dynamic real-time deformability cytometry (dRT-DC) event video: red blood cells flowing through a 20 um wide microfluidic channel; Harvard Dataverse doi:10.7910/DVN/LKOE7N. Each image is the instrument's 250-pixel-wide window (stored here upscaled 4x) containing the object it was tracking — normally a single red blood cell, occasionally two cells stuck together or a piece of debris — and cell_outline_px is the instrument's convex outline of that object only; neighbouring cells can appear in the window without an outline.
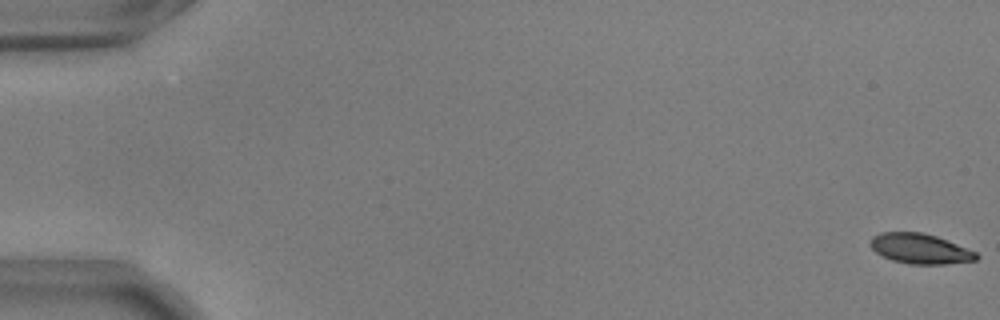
{"species": "common noctule bat (a hibernating species)", "species_latin": "Nyctalus noctula", "temperature_condition": "warm", "stored_images_in_passage": 56, "camera_frame_rate_fps": 3000, "um_per_image_px": 0.085, "animal": {"sex": "male", "body_mass_g": 17.9, "forearm_length_mm": 54.2}, "frame": {"image": 1, "passage_image": 1, "time_ms": 0.0, "image_size_px": [1000, 320], "cell_outline_px": [[980, 256], [976, 260], [944, 264], [908, 264], [892, 260], [876, 252], [868, 244], [872, 236], [880, 232], [924, 232], [936, 236], [976, 252]], "centroid_in_image_um": [78.18, 21.13], "position_along_channel_um": 6.8, "area_um2": 18.55}}
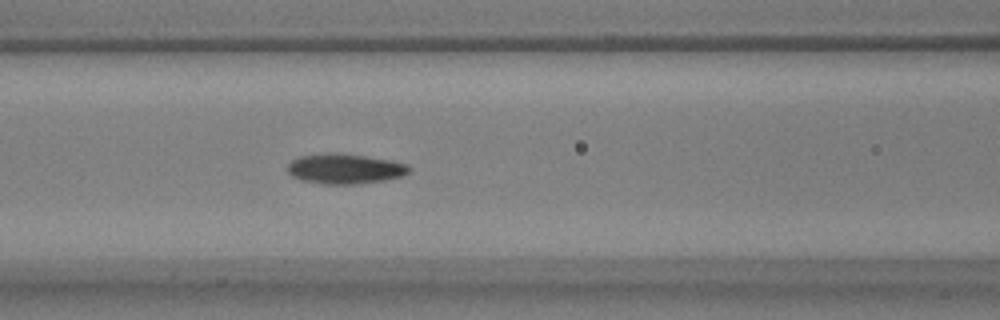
{"frame": {"image": 2, "passage_image": 25, "time_ms": 8.0, "image_size_px": [1000, 320], "cell_outline_px": [[412, 168], [404, 176], [384, 180], [356, 184], [324, 184], [300, 180], [292, 176], [288, 172], [288, 164], [292, 160], [300, 156], [324, 152], [336, 152], [392, 160], [408, 164]], "centroid_in_image_um": [29.32, 14.33], "position_along_channel_um": 137.3, "area_um2": 21.56}}
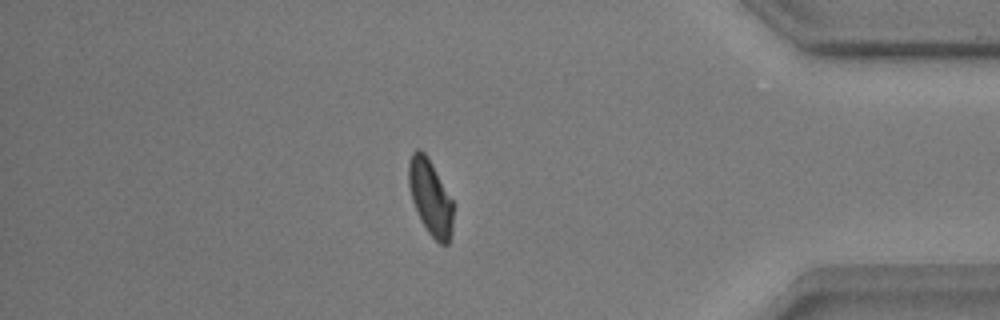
{"frame": {"image": 3, "passage_image": 49, "time_ms": 16.0, "image_size_px": [1000, 320], "cell_outline_px": [[456, 204], [452, 232], [448, 244], [440, 244], [428, 232], [412, 200], [408, 184], [408, 164], [412, 152], [416, 148], [420, 148], [428, 156]], "centroid_in_image_um": [36.63, 16.74], "position_along_channel_um": 398.6, "area_um2": 20.06}, "authors_computed_cell_mechanics": {"area_um2": 20.0566, "velocity_mm_per_s": 3.6416, "shape_relaxation_time_tau1_ms": 2.9191, "shape_relaxation_time_tau2_ms": 1.6071, "deformation_change_tau1": 0.1645, "deformation_change_tau2": 0.0712}}